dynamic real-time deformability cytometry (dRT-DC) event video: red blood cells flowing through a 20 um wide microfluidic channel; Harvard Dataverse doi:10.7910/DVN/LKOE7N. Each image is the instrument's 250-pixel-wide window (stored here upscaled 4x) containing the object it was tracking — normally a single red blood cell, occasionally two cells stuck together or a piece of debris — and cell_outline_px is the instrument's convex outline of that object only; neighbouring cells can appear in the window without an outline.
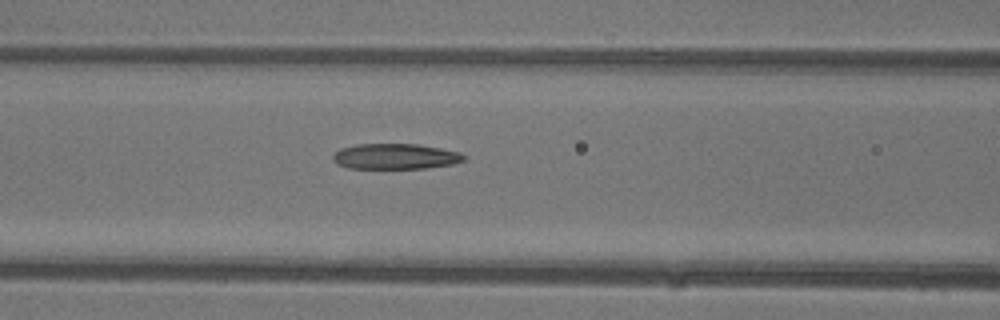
{"species": "common noctule bat (a hibernating species)", "species_latin": "Nyctalus noctula", "temperature_condition": "warm", "stored_images_in_passage": 7, "camera_frame_rate_fps": 3000, "um_per_image_px": 0.085, "animal": {"sex": "female"}, "frame": {"image": 1, "passage_image": 7, "time_ms": 8.667, "image_size_px": [1000, 320], "cell_outline_px": [[468, 156], [464, 160], [452, 164], [428, 168], [348, 168], [336, 164], [332, 160], [332, 156], [340, 148], [356, 144], [420, 144], [460, 152]], "centroid_in_image_um": [33.6, 13.29], "position_along_channel_um": 133.0, "area_um2": 19.65}}